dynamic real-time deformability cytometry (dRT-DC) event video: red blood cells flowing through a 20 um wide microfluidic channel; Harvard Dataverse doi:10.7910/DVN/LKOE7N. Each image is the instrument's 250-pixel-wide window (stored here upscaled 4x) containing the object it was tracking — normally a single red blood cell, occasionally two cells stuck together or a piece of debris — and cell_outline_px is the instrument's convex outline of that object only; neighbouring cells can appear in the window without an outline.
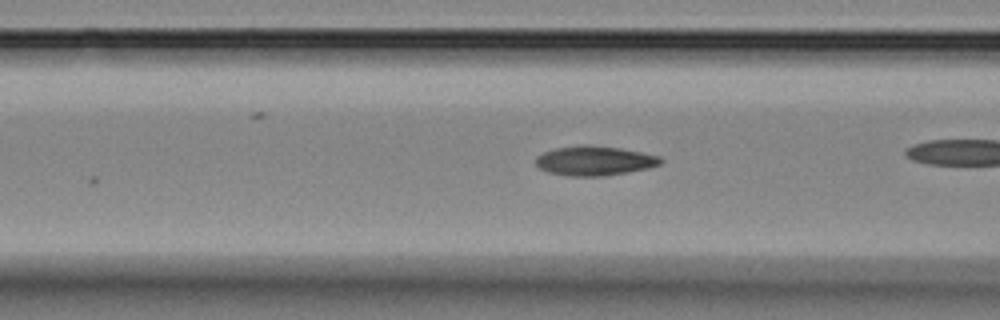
{"species": "Egyptian fruit bat (a non-hibernating species)", "species_latin": "Rousettus aegyptiacus", "temperature_condition": "room temperature", "stored_images_in_passage": 4, "camera_frame_rate_fps": 3000, "um_per_image_px": 0.085, "animal": {"sex": "female"}, "frame": {"image": 1, "passage_image": 4, "time_ms": 3.333, "image_size_px": [1000, 320], "cell_outline_px": [[664, 160], [660, 164], [648, 168], [628, 172], [604, 176], [568, 176], [548, 172], [540, 168], [536, 164], [536, 156], [544, 152], [556, 148], [584, 144], [588, 144], [620, 148], [660, 156]], "centroid_in_image_um": [50.54, 13.66], "position_along_channel_um": 116.1, "area_um2": 21.5}}